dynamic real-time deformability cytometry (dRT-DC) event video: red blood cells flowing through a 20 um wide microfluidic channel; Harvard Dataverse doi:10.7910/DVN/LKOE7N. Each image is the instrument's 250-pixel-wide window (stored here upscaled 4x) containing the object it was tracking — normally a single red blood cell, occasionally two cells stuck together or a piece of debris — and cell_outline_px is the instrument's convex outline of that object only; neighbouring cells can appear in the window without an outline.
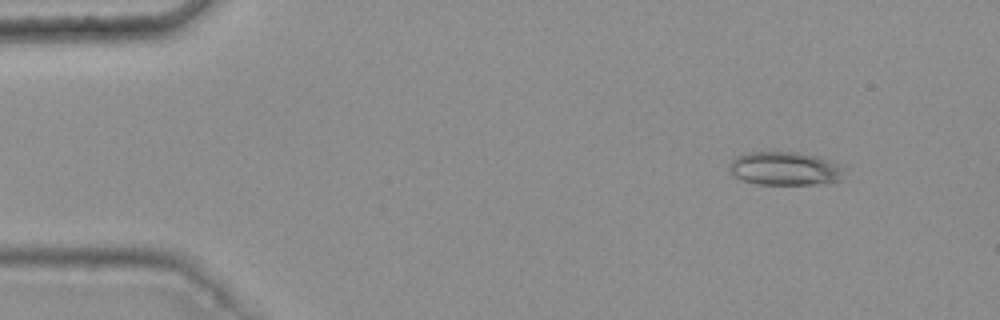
{"species": "common noctule bat (a hibernating species)", "species_latin": "Nyctalus noctula", "temperature_condition": "warm", "stored_images_in_passage": 48, "camera_frame_rate_fps": 3000, "um_per_image_px": 0.085, "animal": {"sex": "female", "body_mass_g": 25.1}, "frame": {"image": 1, "passage_image": 6, "time_ms": 1.667, "image_size_px": [1000, 320], "cell_outline_px": [[844, 180], [816, 184], [756, 184], [744, 180], [728, 172], [728, 164], [736, 156], [748, 152], [800, 152], [820, 156], [832, 160], [840, 168]], "centroid_in_image_um": [66.69, 14.32], "position_along_channel_um": 18.3, "area_um2": 22.54}}
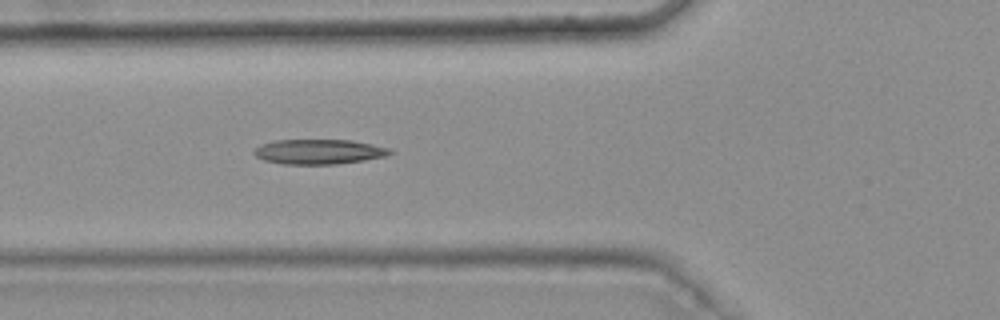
{"frame": {"image": 2, "passage_image": 20, "time_ms": 6.333, "image_size_px": [1000, 320], "cell_outline_px": [[392, 152], [388, 156], [364, 160], [336, 164], [280, 164], [264, 160], [256, 156], [252, 152], [260, 144], [272, 140], [352, 140], [372, 144], [388, 148]], "centroid_in_image_um": [27.07, 12.89], "position_along_channel_um": 98.7, "area_um2": 19.77}}
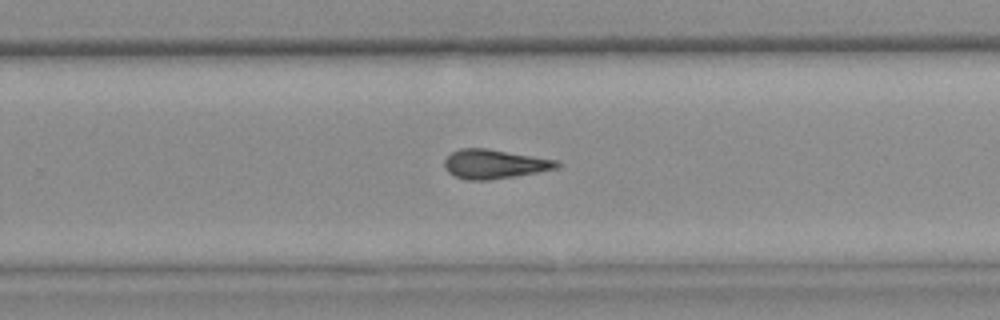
{"frame": {"image": 3, "passage_image": 35, "time_ms": 11.333, "image_size_px": [1000, 320], "cell_outline_px": [[560, 164], [556, 168], [536, 172], [488, 180], [468, 180], [452, 176], [444, 168], [444, 160], [452, 152], [460, 148], [488, 148], [556, 160]], "centroid_in_image_um": [41.95, 13.94], "position_along_channel_um": 287.9, "area_um2": 18.96}, "authors_computed_cell_mechanics": {"area_um2": 19.3919, "velocity_mm_per_s": 3.7895, "shape_relaxation_time_tau1_ms": null, "shape_relaxation_time_tau2_ms": 8.3562, "deformation_change_tau1": null, "deformation_change_tau2": 0.2282}}